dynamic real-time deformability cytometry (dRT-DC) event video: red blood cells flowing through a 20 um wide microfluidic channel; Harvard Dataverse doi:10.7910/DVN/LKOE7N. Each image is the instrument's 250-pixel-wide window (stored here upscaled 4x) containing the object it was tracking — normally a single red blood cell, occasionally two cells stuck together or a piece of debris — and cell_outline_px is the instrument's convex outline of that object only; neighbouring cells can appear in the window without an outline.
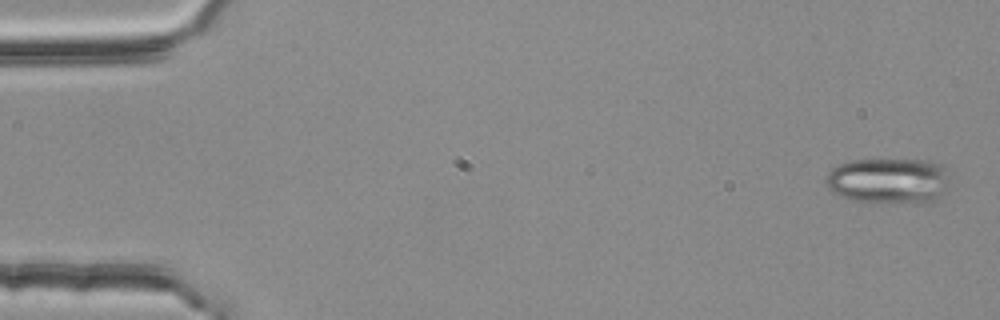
{"species": "common noctule bat (a hibernating species)", "species_latin": "Nyctalus noctula", "temperature_condition": "room temperature", "stored_images_in_passage": 18, "camera_frame_rate_fps": 3000, "um_per_image_px": 0.085, "animal": {"sex": "female", "body_mass_g": 25.1}, "frame": {"image": 1, "passage_image": 1, "time_ms": 0.0, "image_size_px": [1000, 320], "cell_outline_px": [[944, 192], [932, 200], [924, 204], [868, 204], [852, 200], [840, 196], [832, 192], [828, 188], [824, 180], [828, 172], [832, 168], [848, 160], [928, 160], [944, 164]], "centroid_in_image_um": [75.44, 15.4], "position_along_channel_um": 9.6, "area_um2": 33.58}}